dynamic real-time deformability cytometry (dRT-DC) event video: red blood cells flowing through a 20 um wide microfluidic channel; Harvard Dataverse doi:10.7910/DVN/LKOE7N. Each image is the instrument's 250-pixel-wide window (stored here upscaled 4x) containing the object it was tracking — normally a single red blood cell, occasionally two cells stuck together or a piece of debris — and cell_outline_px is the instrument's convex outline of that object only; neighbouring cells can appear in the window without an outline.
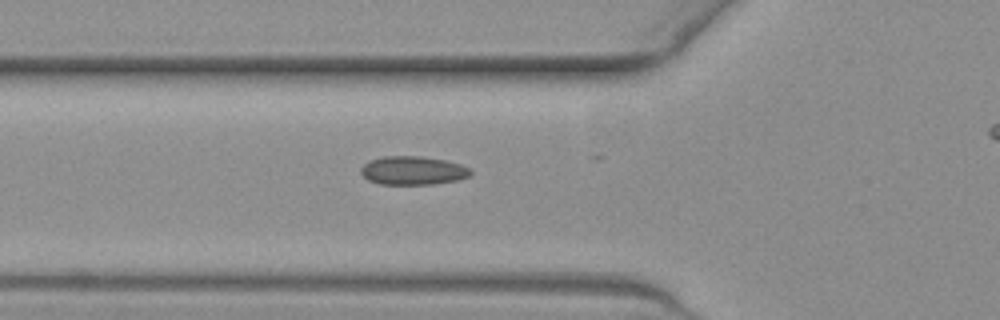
{"species": "common noctule bat (a hibernating species)", "species_latin": "Nyctalus noctula", "temperature_condition": "warm", "stored_images_in_passage": 22, "camera_frame_rate_fps": 3000, "um_per_image_px": 0.085, "animal": {"sex": "female", "body_mass_g": 19.3, "forearm_length_mm": 54.1}, "frame": {"image": 1, "passage_image": 2, "time_ms": 0.333, "image_size_px": [1000, 320], "cell_outline_px": [[472, 172], [468, 176], [460, 180], [432, 184], [380, 184], [368, 180], [360, 172], [360, 168], [364, 164], [372, 160], [384, 156], [420, 156], [444, 160], [460, 164], [468, 168]], "centroid_in_image_um": [35.09, 14.5], "position_along_channel_um": 90.7, "area_um2": 18.15}}
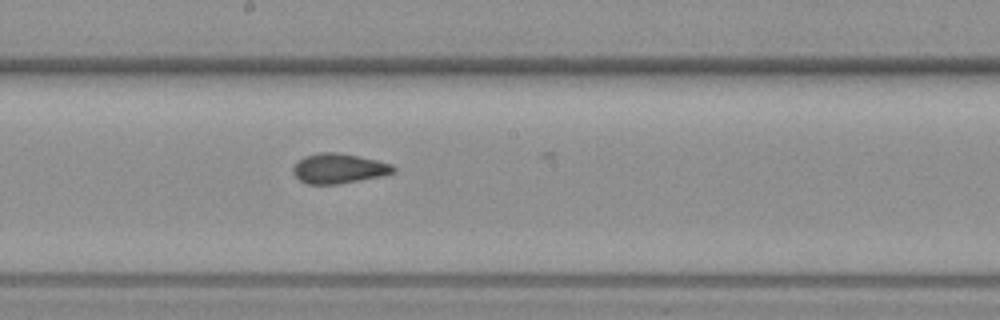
{"frame": {"image": 2, "passage_image": 12, "time_ms": 3.667, "image_size_px": [1000, 320], "cell_outline_px": [[396, 172], [380, 176], [336, 184], [308, 184], [300, 180], [292, 172], [292, 168], [304, 156], [320, 152], [336, 152], [360, 156], [392, 164], [396, 168]], "centroid_in_image_um": [28.8, 14.31], "position_along_channel_um": 219.4, "area_um2": 17.34}}
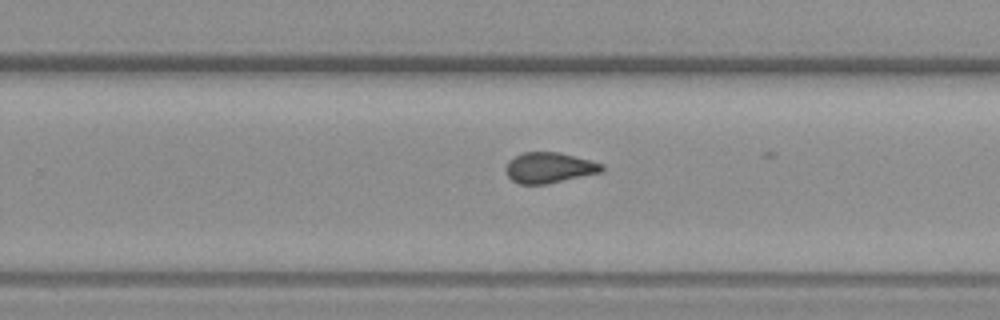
{"frame": {"image": 3, "passage_image": 17, "time_ms": 5.333, "image_size_px": [1000, 320], "cell_outline_px": [[604, 172], [544, 184], [520, 184], [512, 180], [508, 176], [504, 168], [508, 160], [524, 152], [560, 152], [604, 164]], "centroid_in_image_um": [46.69, 14.25], "position_along_channel_um": 283.1, "area_um2": 17.17}}